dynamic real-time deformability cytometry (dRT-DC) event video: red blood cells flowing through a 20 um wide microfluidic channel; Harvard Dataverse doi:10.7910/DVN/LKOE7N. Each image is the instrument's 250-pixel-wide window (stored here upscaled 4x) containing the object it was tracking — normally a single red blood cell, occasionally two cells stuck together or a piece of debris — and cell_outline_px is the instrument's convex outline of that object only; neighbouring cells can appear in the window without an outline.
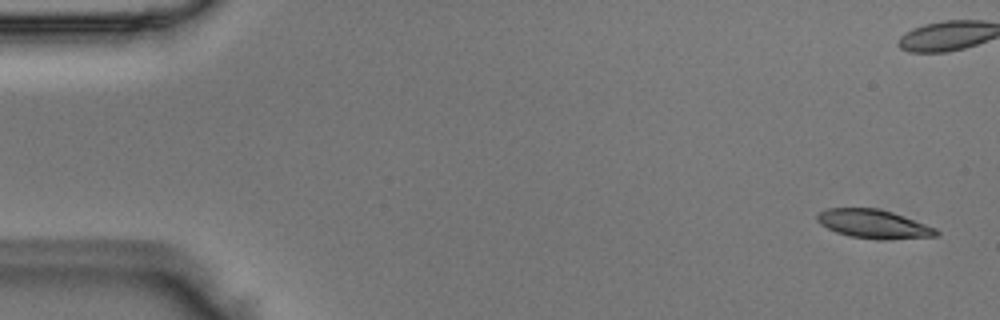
{"species": "Egyptian fruit bat (a non-hibernating species)", "species_latin": "Rousettus aegyptiacus", "temperature_condition": "room temperature", "stored_images_in_passage": 52, "camera_frame_rate_fps": 3000, "um_per_image_px": 0.085, "animal": {"sex": "male"}, "frame": {"image": 1, "passage_image": 2, "time_ms": 0.333, "image_size_px": [1000, 320], "cell_outline_px": [[940, 232], [936, 236], [880, 240], [848, 236], [836, 232], [820, 224], [816, 220], [816, 216], [820, 212], [828, 208], [876, 208], [892, 212], [936, 228]], "centroid_in_image_um": [74.24, 19.04], "position_along_channel_um": 10.8, "area_um2": 19.83}}
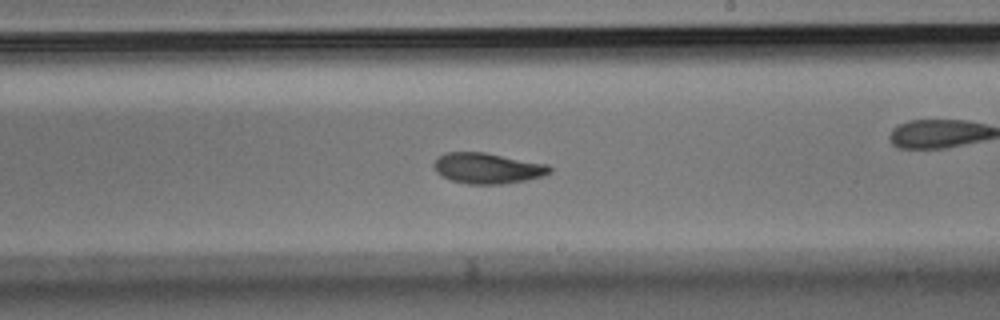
{"frame": {"image": 2, "passage_image": 30, "time_ms": 9.667, "image_size_px": [1000, 320], "cell_outline_px": [[552, 172], [544, 176], [528, 180], [504, 184], [468, 184], [452, 180], [440, 176], [436, 172], [432, 164], [436, 156], [448, 152], [484, 152], [548, 164], [552, 168]], "centroid_in_image_um": [41.43, 14.3], "position_along_channel_um": 247.6, "area_um2": 21.04}}
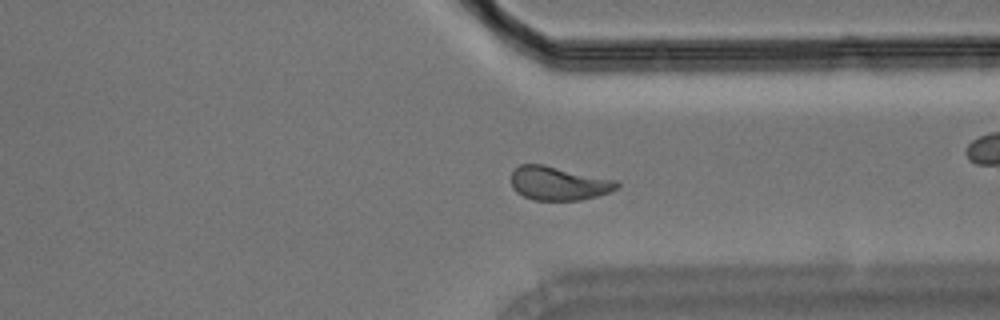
{"frame": {"image": 3, "passage_image": 39, "time_ms": 12.667, "image_size_px": [1000, 320], "cell_outline_px": [[620, 188], [596, 196], [580, 200], [532, 200], [516, 192], [512, 188], [512, 172], [520, 164], [544, 164], [616, 180], [620, 184]], "centroid_in_image_um": [47.48, 15.58], "position_along_channel_um": 363.9, "area_um2": 20.81}}